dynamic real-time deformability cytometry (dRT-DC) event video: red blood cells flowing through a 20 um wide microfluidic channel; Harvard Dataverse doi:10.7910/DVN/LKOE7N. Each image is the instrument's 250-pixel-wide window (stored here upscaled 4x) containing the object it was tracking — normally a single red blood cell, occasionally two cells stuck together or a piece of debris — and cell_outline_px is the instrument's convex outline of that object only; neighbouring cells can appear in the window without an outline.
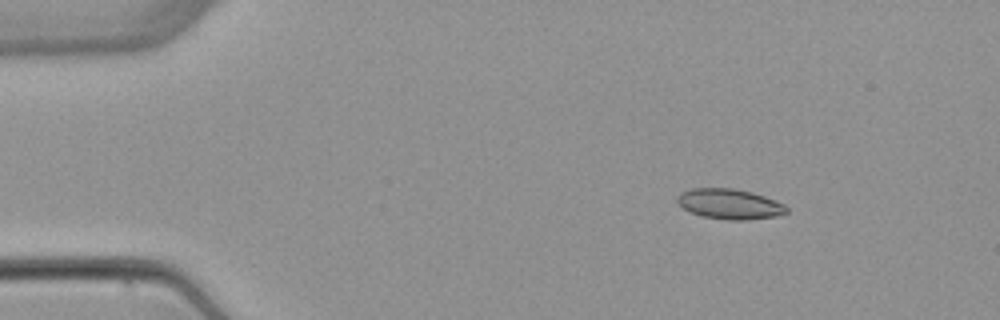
{"species": "common noctule bat (a hibernating species)", "species_latin": "Nyctalus noctula", "temperature_condition": "warm", "stored_images_in_passage": 5, "camera_frame_rate_fps": 3000, "um_per_image_px": 0.085, "animal": {"sex": "female", "body_mass_g": 22.7, "forearm_length_mm": 54.2}, "frame": {"image": 1, "passage_image": 2, "time_ms": 2.0, "image_size_px": [1000, 320], "cell_outline_px": [[788, 212], [776, 216], [748, 220], [728, 220], [704, 216], [692, 212], [684, 208], [676, 200], [676, 196], [680, 192], [692, 188], [732, 188], [752, 192], [764, 196], [784, 204], [788, 208]], "centroid_in_image_um": [62.02, 17.33], "position_along_channel_um": 23.0, "area_um2": 19.19}}
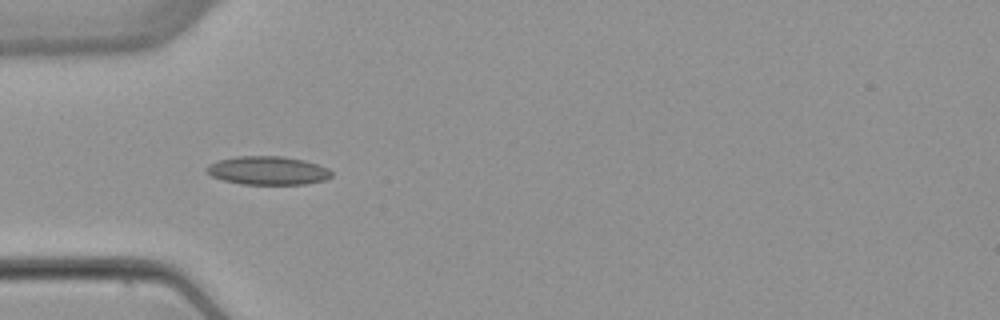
{"frame": {"image": 2, "passage_image": 4, "time_ms": 5.0, "image_size_px": [1000, 320], "cell_outline_px": [[332, 176], [324, 180], [304, 184], [244, 184], [224, 180], [212, 176], [204, 168], [208, 164], [216, 160], [236, 156], [284, 156], [304, 160], [328, 168], [332, 172]], "centroid_in_image_um": [22.75, 14.48], "position_along_channel_um": 62.3, "area_um2": 20.75}}
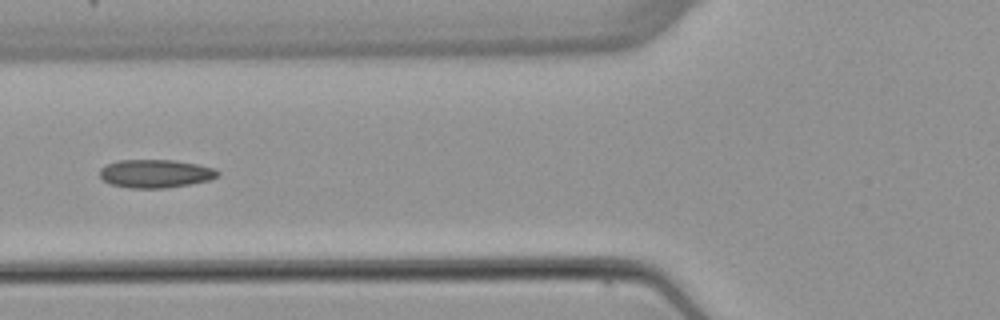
{"frame": {"image": 3, "passage_image": 5, "time_ms": 6.333, "image_size_px": [1000, 320], "cell_outline_px": [[220, 176], [208, 180], [188, 184], [164, 188], [128, 188], [112, 184], [104, 180], [100, 176], [100, 168], [104, 164], [116, 160], [176, 160], [216, 168], [220, 172]], "centroid_in_image_um": [13.21, 14.74], "position_along_channel_um": 112.6, "area_um2": 19.54}}